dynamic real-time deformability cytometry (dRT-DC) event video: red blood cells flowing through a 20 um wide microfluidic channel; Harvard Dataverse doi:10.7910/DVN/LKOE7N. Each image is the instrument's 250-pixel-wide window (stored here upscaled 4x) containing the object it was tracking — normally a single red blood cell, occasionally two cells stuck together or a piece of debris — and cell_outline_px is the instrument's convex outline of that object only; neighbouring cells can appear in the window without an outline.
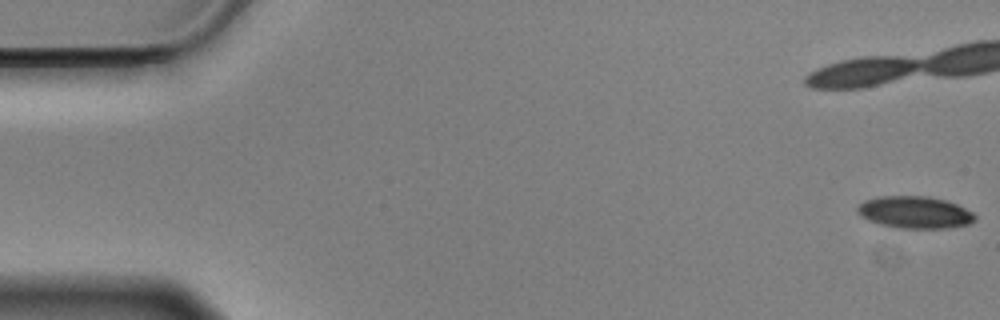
{"species": "Egyptian fruit bat (a non-hibernating species)", "species_latin": "Rousettus aegyptiacus", "temperature_condition": "cold", "stored_images_in_passage": 14, "camera_frame_rate_fps": 3000, "um_per_image_px": 0.085, "animal": {"sex": "male"}, "frame": {"image": 1, "passage_image": 1, "time_ms": 0.0, "image_size_px": [1000, 320], "cell_outline_px": [[976, 220], [968, 224], [944, 228], [900, 228], [880, 224], [856, 212], [856, 208], [864, 200], [880, 196], [928, 196], [944, 200], [956, 204], [972, 212], [976, 216]], "centroid_in_image_um": [77.77, 18.04], "position_along_channel_um": 7.2, "area_um2": 21.68}}